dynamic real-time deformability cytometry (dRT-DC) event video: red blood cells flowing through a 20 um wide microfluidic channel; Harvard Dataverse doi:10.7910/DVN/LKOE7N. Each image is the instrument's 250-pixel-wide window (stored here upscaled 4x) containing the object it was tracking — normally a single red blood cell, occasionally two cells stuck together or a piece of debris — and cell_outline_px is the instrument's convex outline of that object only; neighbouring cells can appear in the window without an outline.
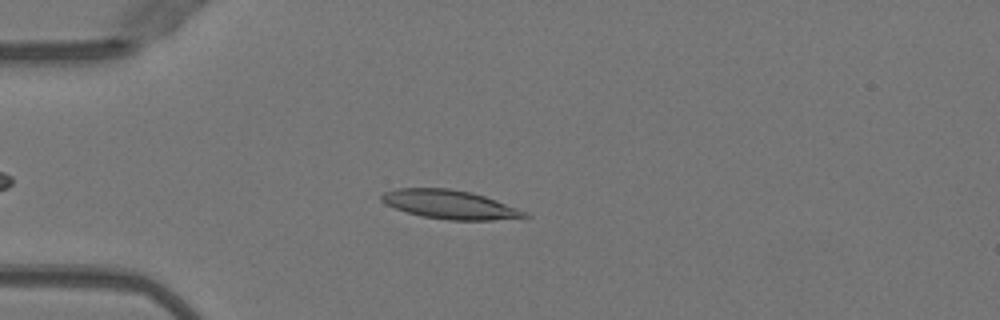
{"species": "Egyptian fruit bat (a non-hibernating species)", "species_latin": "Rousettus aegyptiacus", "temperature_condition": "warm", "stored_images_in_passage": 44, "camera_frame_rate_fps": 3000, "um_per_image_px": 0.085, "animal": {"sex": "female"}, "frame": {"image": 1, "passage_image": 11, "time_ms": 3.333, "image_size_px": [1000, 320], "cell_outline_px": [[532, 216], [492, 220], [448, 220], [424, 216], [408, 212], [396, 208], [380, 200], [380, 196], [384, 192], [396, 188], [452, 188], [472, 192], [496, 200], [528, 212]], "centroid_in_image_um": [38.26, 17.37], "position_along_channel_um": 46.7, "area_um2": 23.87}}
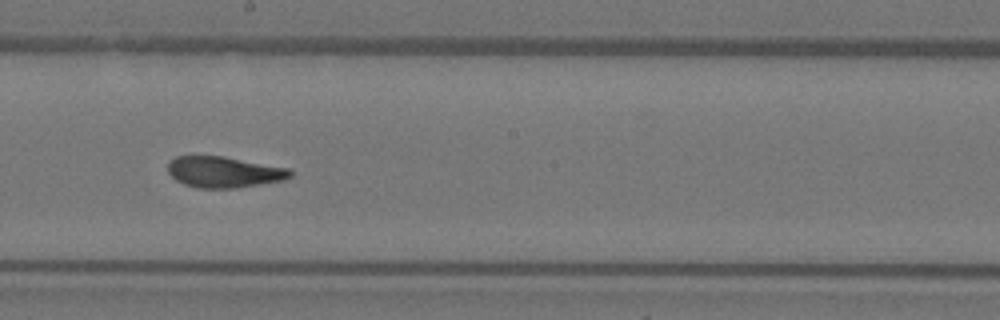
{"frame": {"image": 2, "passage_image": 26, "time_ms": 8.333, "image_size_px": [1000, 320], "cell_outline_px": [[292, 176], [284, 180], [236, 188], [196, 188], [184, 184], [176, 180], [168, 172], [168, 160], [176, 156], [224, 156], [292, 168]], "centroid_in_image_um": [19.06, 14.61], "position_along_channel_um": 229.1, "area_um2": 22.43}}
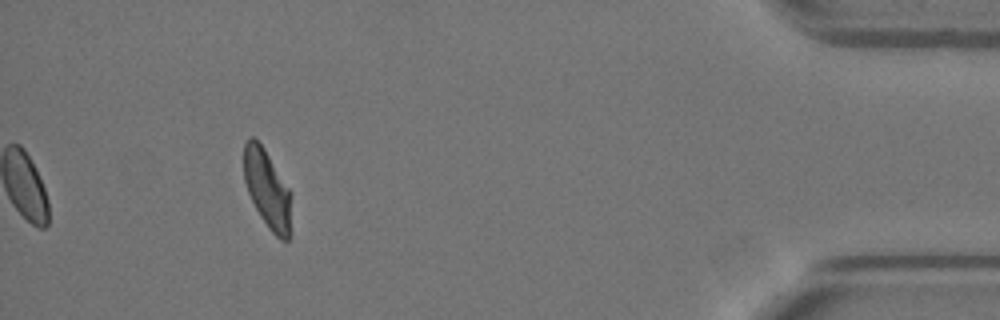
{"frame": {"image": 3, "passage_image": 44, "time_ms": 14.333, "image_size_px": [1000, 320], "cell_outline_px": [[292, 192], [288, 240], [280, 240], [268, 228], [260, 216], [248, 192], [244, 180], [244, 144], [252, 136], [264, 148]], "centroid_in_image_um": [22.73, 16.07], "position_along_channel_um": 412.5, "area_um2": 21.5}, "authors_computed_cell_mechanics": {"area_um2": 23.12, "velocity_mm_per_s": 4.0318, "shape_relaxation_time_tau1_ms": 5.2893, "shape_relaxation_time_tau2_ms": 1.5605, "deformation_change_tau1": 0.2291, "deformation_change_tau2": 0.0978}}